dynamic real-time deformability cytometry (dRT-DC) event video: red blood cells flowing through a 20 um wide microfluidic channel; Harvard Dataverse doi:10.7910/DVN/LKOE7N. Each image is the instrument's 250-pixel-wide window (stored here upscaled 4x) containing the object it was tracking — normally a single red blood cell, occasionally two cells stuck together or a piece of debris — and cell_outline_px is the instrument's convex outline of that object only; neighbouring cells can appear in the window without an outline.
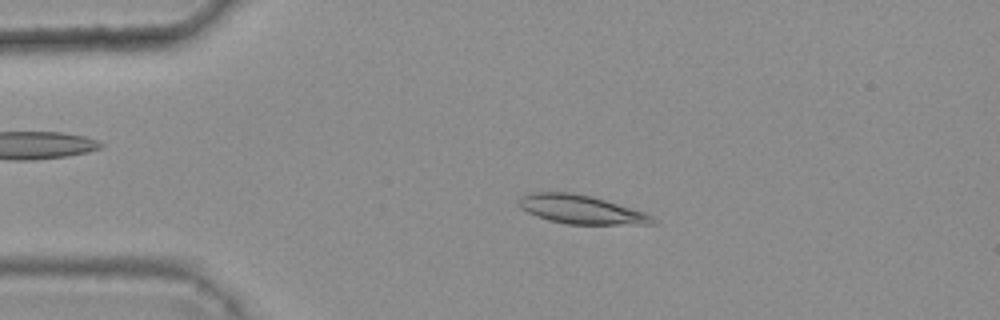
{"species": "common noctule bat (a hibernating species)", "species_latin": "Nyctalus noctula", "temperature_condition": "warm", "stored_images_in_passage": 3, "camera_frame_rate_fps": 3000, "um_per_image_px": 0.085, "animal": {"sex": "female", "body_mass_g": 25.1}, "frame": {"image": 1, "passage_image": 3, "time_ms": 0.667, "image_size_px": [1000, 320], "cell_outline_px": [[656, 224], [568, 224], [548, 220], [536, 216], [520, 208], [516, 204], [516, 200], [520, 196], [528, 192], [572, 192], [592, 196], [644, 212], [652, 216], [656, 220]], "centroid_in_image_um": [49.31, 17.79], "position_along_channel_um": 35.7, "area_um2": 22.54}}